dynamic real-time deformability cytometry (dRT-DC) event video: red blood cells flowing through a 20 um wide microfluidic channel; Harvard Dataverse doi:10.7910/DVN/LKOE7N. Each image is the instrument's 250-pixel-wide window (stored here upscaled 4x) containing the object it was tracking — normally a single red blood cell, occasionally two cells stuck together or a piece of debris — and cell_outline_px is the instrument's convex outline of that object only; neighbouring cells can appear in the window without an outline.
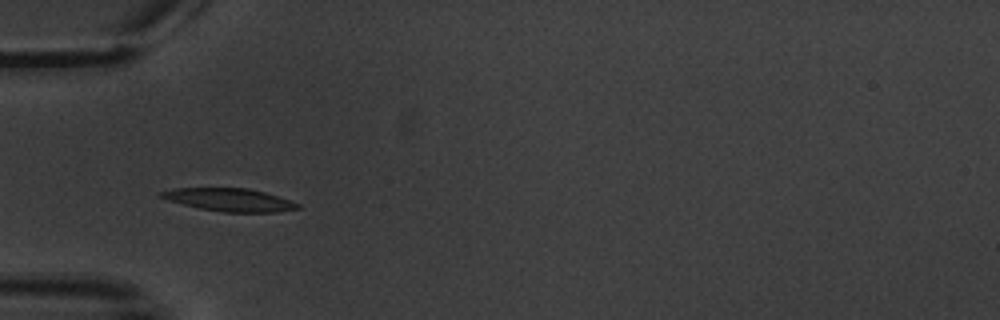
{"species": "common noctule bat (a hibernating species)", "species_latin": "Nyctalus noctula", "temperature_condition": "warm", "stored_images_in_passage": 9, "camera_frame_rate_fps": 3000, "um_per_image_px": 0.085, "animal": {"sex": "male", "body_mass_g": 20.1, "forearm_length_mm": 53.5}, "frame": {"image": 1, "passage_image": 4, "time_ms": 3.333, "image_size_px": [1000, 320], "cell_outline_px": [[300, 208], [276, 212], [224, 212], [200, 208], [168, 200], [160, 196], [160, 192], [176, 188], [248, 188], [264, 192], [300, 204]], "centroid_in_image_um": [19.52, 16.98], "position_along_channel_um": 65.5, "area_um2": 17.86}}
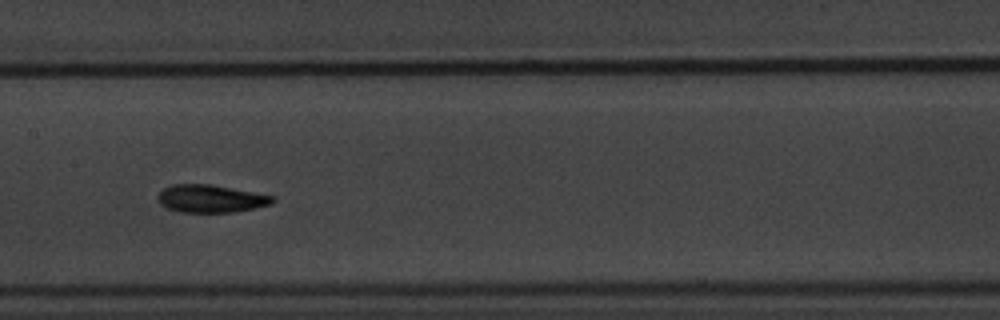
{"frame": {"image": 2, "passage_image": 7, "time_ms": 7.0, "image_size_px": [1000, 320], "cell_outline_px": [[276, 200], [272, 204], [232, 212], [180, 212], [168, 208], [160, 204], [156, 196], [164, 188], [172, 184], [212, 184], [276, 196]], "centroid_in_image_um": [17.92, 16.87], "position_along_channel_um": 189.5, "area_um2": 18.61}}
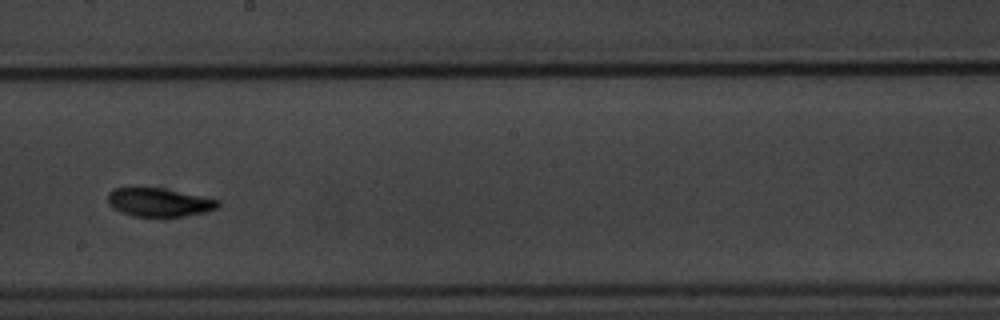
{"frame": {"image": 3, "passage_image": 8, "time_ms": 8.333, "image_size_px": [1000, 320], "cell_outline_px": [[220, 204], [216, 208], [208, 212], [184, 216], [132, 216], [120, 212], [112, 208], [108, 204], [108, 192], [116, 188], [128, 184], [132, 184], [160, 188], [220, 200]], "centroid_in_image_um": [13.43, 17.16], "position_along_channel_um": 234.8, "area_um2": 18.84}}